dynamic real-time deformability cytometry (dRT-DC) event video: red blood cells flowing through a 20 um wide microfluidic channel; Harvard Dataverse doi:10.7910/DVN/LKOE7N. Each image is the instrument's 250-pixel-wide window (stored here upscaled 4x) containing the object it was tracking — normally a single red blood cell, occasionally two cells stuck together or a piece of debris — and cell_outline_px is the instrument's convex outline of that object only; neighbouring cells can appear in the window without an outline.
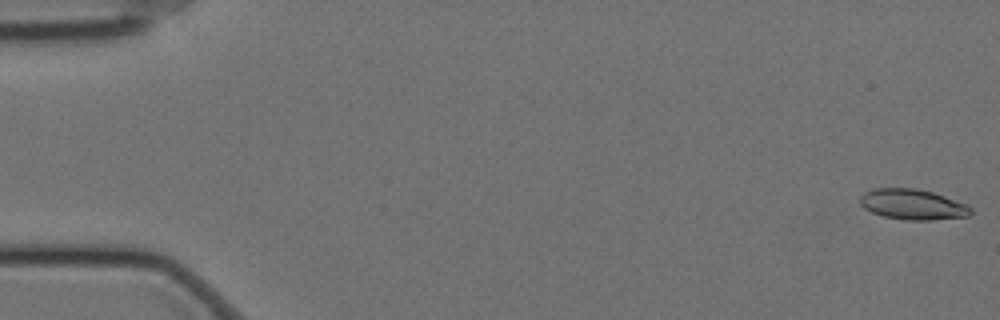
{"species": "Egyptian fruit bat (a non-hibernating species)", "species_latin": "Rousettus aegyptiacus", "temperature_condition": "cold", "stored_images_in_passage": 58, "camera_frame_rate_fps": 3000, "um_per_image_px": 0.085, "animal": {"sex": "female"}, "frame": {"image": 1, "passage_image": 1, "time_ms": 0.0, "image_size_px": [1000, 320], "cell_outline_px": [[972, 212], [968, 216], [932, 220], [904, 220], [884, 216], [872, 212], [864, 208], [860, 204], [860, 196], [864, 192], [872, 188], [916, 188], [932, 192], [968, 204], [972, 208]], "centroid_in_image_um": [77.58, 17.37], "position_along_channel_um": 7.4, "area_um2": 19.77}}
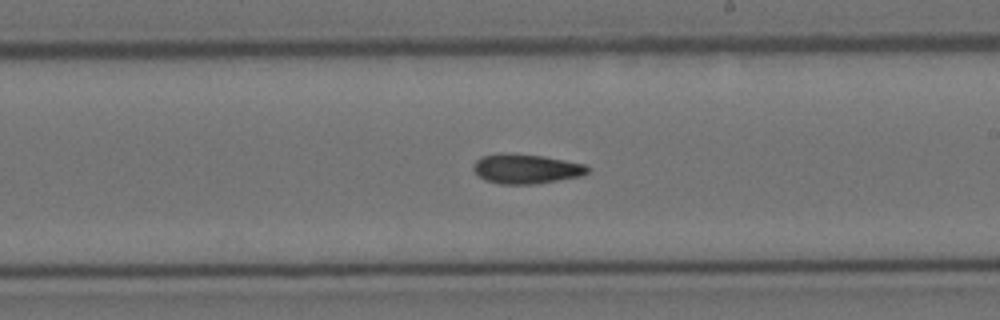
{"frame": {"image": 2, "passage_image": 34, "time_ms": 11.0, "image_size_px": [1000, 320], "cell_outline_px": [[588, 172], [584, 176], [532, 184], [500, 184], [484, 180], [472, 168], [472, 164], [480, 156], [500, 152], [544, 156], [584, 164], [588, 168]], "centroid_in_image_um": [44.68, 14.34], "position_along_channel_um": 244.3, "area_um2": 19.83}}
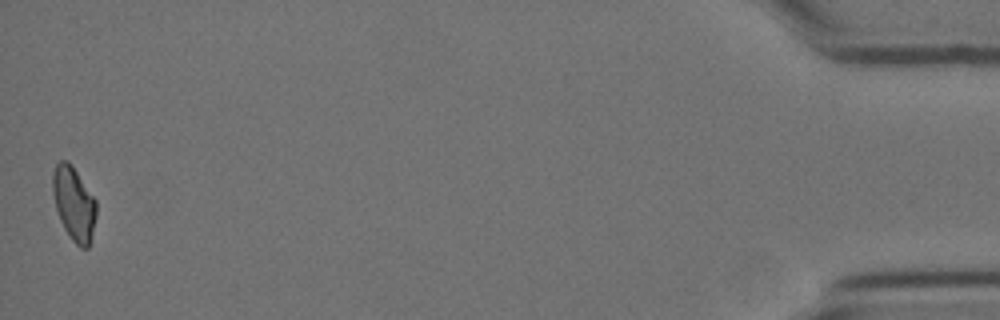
{"frame": {"image": 3, "passage_image": 58, "time_ms": 19.0, "image_size_px": [1000, 320], "cell_outline_px": [[96, 216], [88, 248], [80, 248], [72, 240], [64, 228], [60, 220], [56, 208], [52, 192], [52, 172], [56, 164], [60, 160], [68, 160], [72, 164], [96, 200]], "centroid_in_image_um": [6.27, 17.27], "position_along_channel_um": 428.9, "area_um2": 18.79}, "authors_computed_cell_mechanics": {"area_um2": 19.4786, "velocity_mm_per_s": 3.4668, "shape_relaxation_time_tau1_ms": null, "shape_relaxation_time_tau2_ms": 6.3216, "deformation_change_tau1": null, "deformation_change_tau2": 0.1368}}